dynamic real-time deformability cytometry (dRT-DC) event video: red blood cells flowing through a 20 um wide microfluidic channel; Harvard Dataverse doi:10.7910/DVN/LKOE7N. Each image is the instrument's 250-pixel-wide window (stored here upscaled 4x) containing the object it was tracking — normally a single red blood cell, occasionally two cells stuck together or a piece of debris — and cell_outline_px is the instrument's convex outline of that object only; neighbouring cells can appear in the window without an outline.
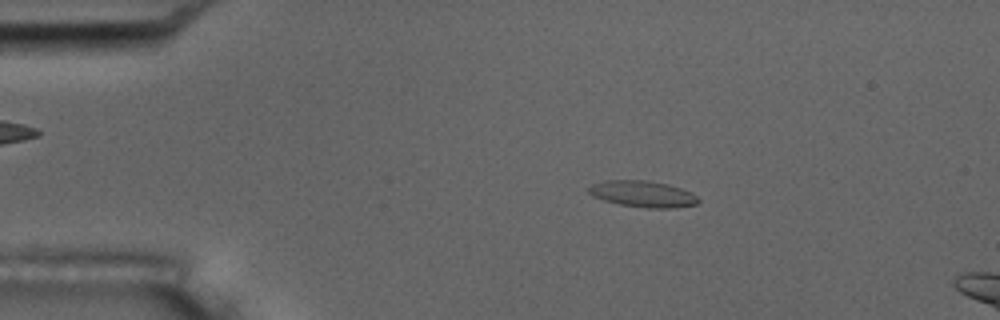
{"species": "common noctule bat (a hibernating species)", "species_latin": "Nyctalus noctula", "temperature_condition": "room temperature", "stored_images_in_passage": 16, "camera_frame_rate_fps": 3000, "um_per_image_px": 0.085, "animal": {"sex": "male", "body_mass_g": 17.5, "forearm_length_mm": 52.3}, "frame": {"image": 1, "passage_image": 10, "time_ms": 3.0, "image_size_px": [1000, 320], "cell_outline_px": [[700, 200], [696, 204], [676, 208], [648, 208], [620, 204], [604, 200], [592, 196], [588, 192], [588, 188], [592, 184], [604, 180], [644, 180], [668, 184], [692, 192]], "centroid_in_image_um": [54.64, 16.48], "position_along_channel_um": 30.4, "area_um2": 16.82}}